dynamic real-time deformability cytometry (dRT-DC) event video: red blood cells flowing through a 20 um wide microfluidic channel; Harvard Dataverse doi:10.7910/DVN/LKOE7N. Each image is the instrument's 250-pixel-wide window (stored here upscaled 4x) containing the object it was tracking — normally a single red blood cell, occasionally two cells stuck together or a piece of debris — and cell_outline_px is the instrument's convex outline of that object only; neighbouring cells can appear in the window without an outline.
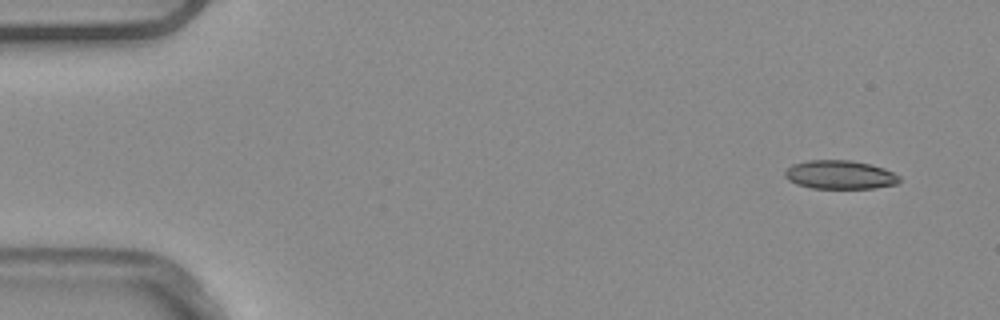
{"species": "common noctule bat (a hibernating species)", "species_latin": "Nyctalus noctula", "temperature_condition": "warm", "stored_images_in_passage": 6, "camera_frame_rate_fps": 3000, "um_per_image_px": 0.085, "animal": {"sex": "male", "body_mass_g": 20.4}, "frame": {"image": 1, "passage_image": 1, "time_ms": 0.0, "image_size_px": [1000, 320], "cell_outline_px": [[900, 180], [896, 184], [876, 188], [812, 188], [796, 184], [788, 180], [784, 176], [784, 172], [792, 164], [808, 160], [852, 160], [872, 164], [884, 168], [900, 176]], "centroid_in_image_um": [71.39, 14.85], "position_along_channel_um": 13.6, "area_um2": 19.25}}
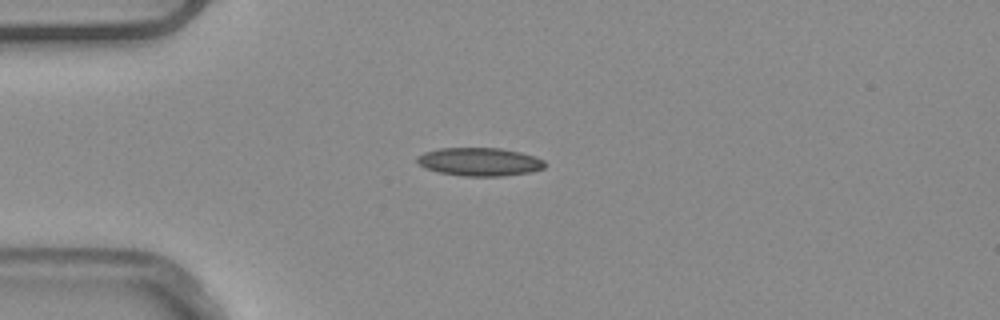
{"frame": {"image": 2, "passage_image": 4, "time_ms": 1.0, "image_size_px": [1000, 320], "cell_outline_px": [[548, 164], [544, 168], [532, 172], [500, 176], [464, 176], [440, 172], [424, 168], [416, 160], [416, 156], [424, 152], [440, 148], [500, 148], [520, 152], [536, 156], [544, 160]], "centroid_in_image_um": [40.8, 13.75], "position_along_channel_um": 44.2, "area_um2": 21.15}}
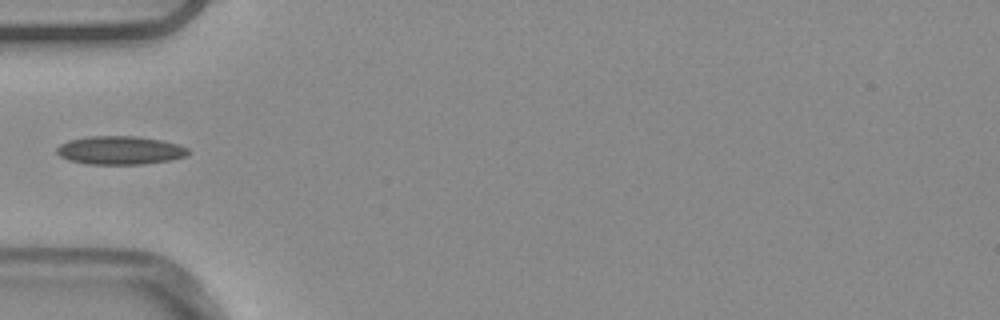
{"frame": {"image": 3, "passage_image": 5, "time_ms": 1.333, "image_size_px": [1000, 320], "cell_outline_px": [[188, 152], [184, 156], [172, 160], [144, 164], [88, 164], [68, 160], [60, 156], [56, 152], [56, 148], [60, 144], [68, 140], [88, 136], [136, 136], [160, 140], [176, 144], [188, 148]], "centroid_in_image_um": [10.16, 12.77], "position_along_channel_um": 74.8, "area_um2": 21.73}}